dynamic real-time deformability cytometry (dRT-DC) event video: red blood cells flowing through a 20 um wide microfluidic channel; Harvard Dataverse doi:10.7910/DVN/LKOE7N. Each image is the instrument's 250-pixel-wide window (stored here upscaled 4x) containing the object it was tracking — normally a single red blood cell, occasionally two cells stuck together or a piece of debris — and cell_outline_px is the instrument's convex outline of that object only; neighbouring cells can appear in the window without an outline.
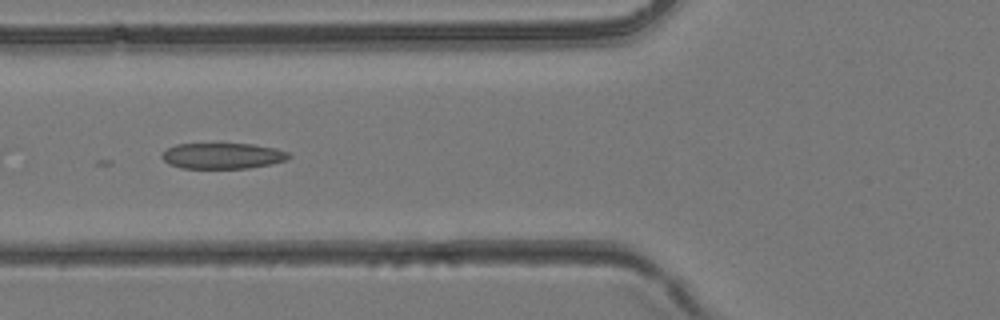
{"species": "common noctule bat (a hibernating species)", "species_latin": "Nyctalus noctula", "temperature_condition": "room temperature", "stored_images_in_passage": 43, "camera_frame_rate_fps": 3000, "um_per_image_px": 0.085, "animal": {"sex": "female", "body_mass_g": 24.6, "forearm_length_mm": 56.2}, "frame": {"image": 1, "passage_image": 17, "time_ms": 5.333, "image_size_px": [1000, 320], "cell_outline_px": [[292, 156], [288, 160], [272, 164], [248, 168], [180, 168], [168, 164], [160, 156], [168, 148], [176, 144], [252, 144], [276, 148], [288, 152]], "centroid_in_image_um": [18.95, 13.25], "position_along_channel_um": 106.8, "area_um2": 19.19}}
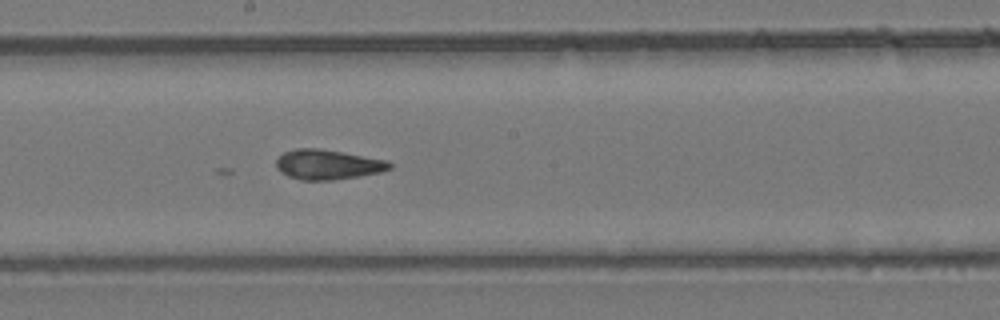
{"frame": {"image": 2, "passage_image": 24, "time_ms": 7.667, "image_size_px": [1000, 320], "cell_outline_px": [[392, 168], [380, 172], [360, 176], [332, 180], [300, 180], [288, 176], [280, 172], [276, 168], [276, 160], [284, 152], [296, 148], [320, 148], [388, 160], [392, 164]], "centroid_in_image_um": [27.85, 13.98], "position_along_channel_um": 220.3, "area_um2": 19.88}}
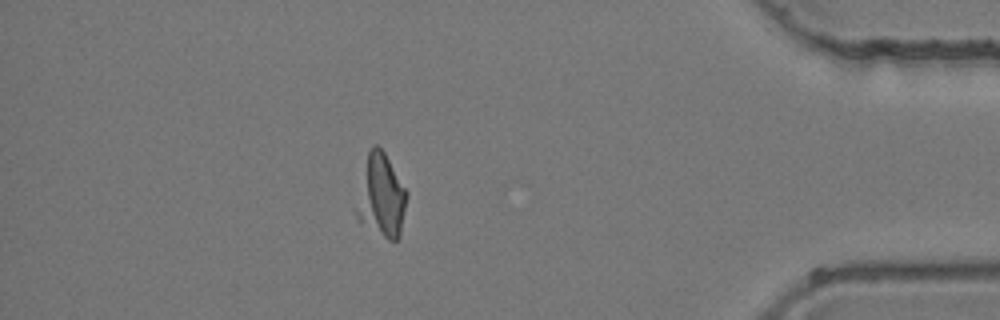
{"frame": {"image": 3, "passage_image": 38, "time_ms": 12.333, "image_size_px": [1000, 320], "cell_outline_px": [[408, 196], [400, 236], [396, 240], [388, 240], [360, 220], [356, 216], [356, 208], [368, 152], [372, 144], [376, 144], [384, 152], [408, 192]], "centroid_in_image_um": [32.45, 16.66], "position_along_channel_um": 402.7, "area_um2": 23.64}}